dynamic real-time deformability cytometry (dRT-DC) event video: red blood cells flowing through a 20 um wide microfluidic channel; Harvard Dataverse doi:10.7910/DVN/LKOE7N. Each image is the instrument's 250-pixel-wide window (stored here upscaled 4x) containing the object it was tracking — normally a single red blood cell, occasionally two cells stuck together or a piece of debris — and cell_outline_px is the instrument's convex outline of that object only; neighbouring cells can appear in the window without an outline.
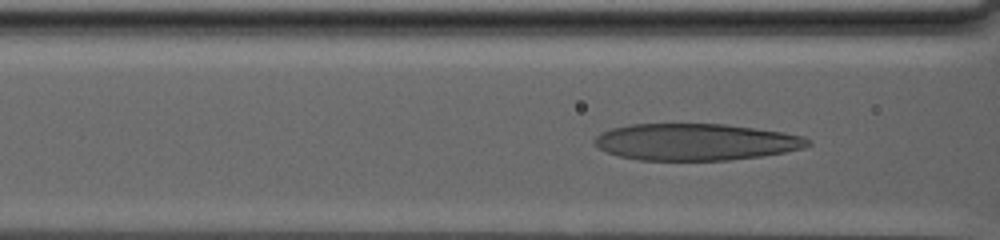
{"species": "human", "species_latin": "Homo sapiens", "temperature_condition": "warm", "stored_images_in_passage": 80, "camera_frame_rate_fps": 3000, "um_per_image_px": 0.085, "donor": {"sex": "male"}, "frame": {"image": 1, "passage_image": 39, "time_ms": 12.667, "image_size_px": [1000, 240], "cell_outline_px": [[812, 144], [804, 148], [784, 152], [760, 156], [728, 160], [640, 160], [620, 156], [608, 152], [600, 148], [592, 140], [600, 132], [612, 128], [628, 124], [724, 124], [784, 132], [804, 136], [812, 140]], "centroid_in_image_um": [59.16, 12.06], "position_along_channel_um": 107.4, "area_um2": 45.72}}
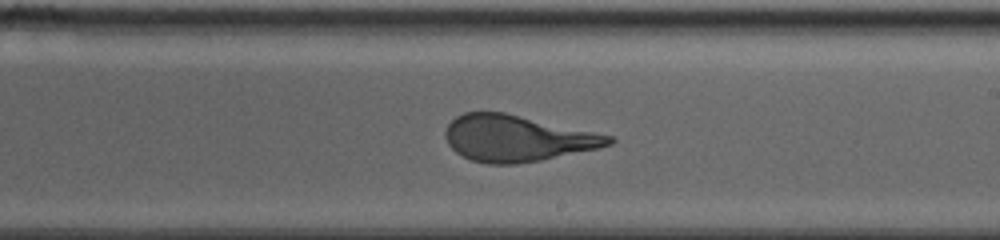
{"frame": {"image": 2, "passage_image": 56, "time_ms": 18.333, "image_size_px": [1000, 240], "cell_outline_px": [[616, 140], [612, 144], [600, 148], [540, 160], [516, 164], [484, 164], [472, 160], [456, 152], [448, 144], [444, 136], [444, 132], [448, 124], [456, 116], [464, 112], [504, 112], [612, 136]], "centroid_in_image_um": [43.93, 11.76], "position_along_channel_um": 245.1, "area_um2": 43.87}}
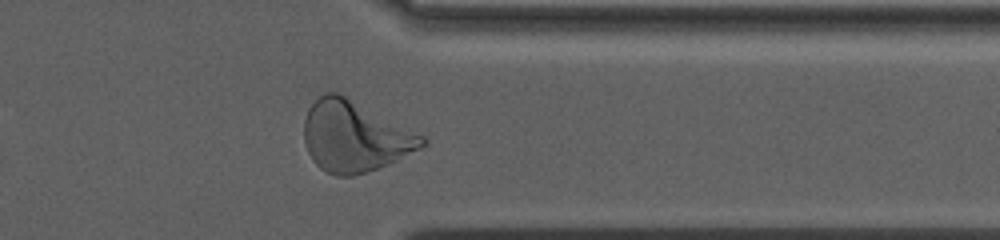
{"frame": {"image": 3, "passage_image": 73, "time_ms": 24.0, "image_size_px": [1000, 240], "cell_outline_px": [[428, 140], [420, 148], [388, 164], [352, 176], [336, 176], [320, 168], [312, 160], [308, 152], [304, 140], [304, 120], [308, 108], [324, 92], [336, 92], [424, 136]], "centroid_in_image_um": [30.11, 11.61], "position_along_channel_um": 381.3, "area_um2": 47.74}, "authors_computed_cell_mechanics": {"area_um2": 47.8006, "velocity_mm_per_s": 2.426, "shape_relaxation_time_tau1_ms": 8.3789, "shape_relaxation_time_tau2_ms": 1.1412, "deformation_change_tau1": 0.2876, "deformation_change_tau2": 0.089}}